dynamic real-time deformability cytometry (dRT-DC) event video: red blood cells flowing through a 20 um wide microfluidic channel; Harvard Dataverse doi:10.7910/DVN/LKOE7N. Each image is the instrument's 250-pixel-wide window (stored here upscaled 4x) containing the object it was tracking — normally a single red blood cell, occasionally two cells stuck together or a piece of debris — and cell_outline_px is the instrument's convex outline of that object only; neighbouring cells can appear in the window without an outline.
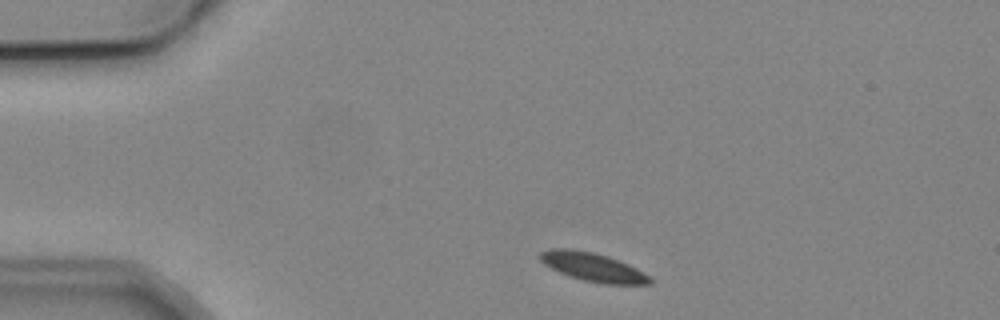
{"species": "common noctule bat (a hibernating species)", "species_latin": "Nyctalus noctula", "temperature_condition": "cold", "stored_images_in_passage": 6, "camera_frame_rate_fps": 3000, "um_per_image_px": 0.085, "animal": {"sex": "male", "body_mass_g": 19.2, "forearm_length_mm": 51.8}, "frame": {"image": 1, "passage_image": 1, "time_ms": 0.0, "image_size_px": [1000, 320], "cell_outline_px": [[652, 284], [604, 284], [584, 280], [560, 272], [544, 264], [540, 260], [540, 252], [548, 248], [572, 248], [592, 252], [608, 256], [636, 268], [648, 276], [652, 280]], "centroid_in_image_um": [50.37, 22.68], "position_along_channel_um": 34.6, "area_um2": 18.09}}
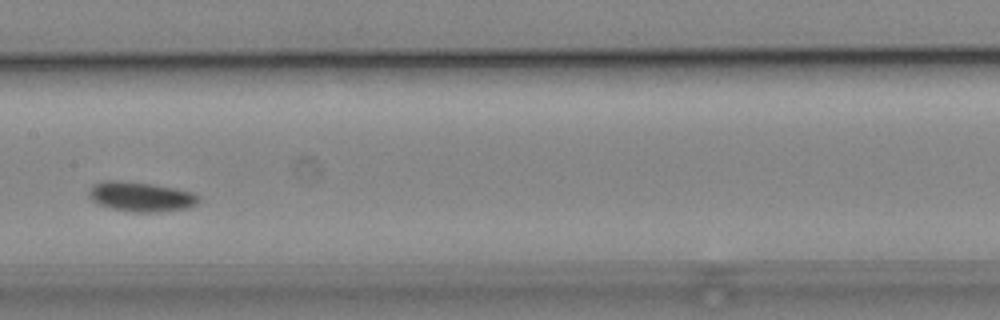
{"frame": {"image": 2, "passage_image": 6, "time_ms": 5.667, "image_size_px": [1000, 320], "cell_outline_px": [[200, 200], [192, 208], [160, 212], [132, 212], [112, 208], [96, 204], [88, 196], [88, 192], [92, 184], [104, 180], [116, 180], [152, 184], [192, 192], [200, 196]], "centroid_in_image_um": [11.97, 16.73], "position_along_channel_um": 195.4, "area_um2": 19.25}}